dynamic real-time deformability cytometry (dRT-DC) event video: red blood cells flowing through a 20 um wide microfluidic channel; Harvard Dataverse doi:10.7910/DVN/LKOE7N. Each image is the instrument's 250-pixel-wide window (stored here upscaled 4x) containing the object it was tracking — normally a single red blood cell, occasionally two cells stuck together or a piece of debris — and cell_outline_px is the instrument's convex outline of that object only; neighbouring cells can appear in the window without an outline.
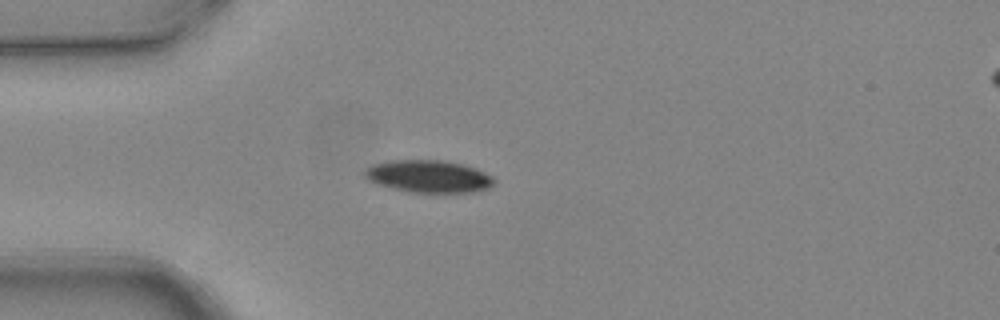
{"species": "common noctule bat (a hibernating species)", "species_latin": "Nyctalus noctula", "temperature_condition": "warm", "stored_images_in_passage": 3, "camera_frame_rate_fps": 3000, "um_per_image_px": 0.085, "animal": {"sex": "female", "body_mass_g": 24.6, "forearm_length_mm": 56.2}, "frame": {"image": 1, "passage_image": 3, "time_ms": 0.667, "image_size_px": [1000, 320], "cell_outline_px": [[496, 184], [488, 188], [472, 192], [412, 192], [392, 188], [376, 184], [368, 180], [364, 176], [364, 172], [372, 164], [388, 160], [444, 160], [464, 164], [476, 168], [492, 176], [496, 180]], "centroid_in_image_um": [36.45, 14.98], "position_along_channel_um": 48.6, "area_um2": 24.57}}